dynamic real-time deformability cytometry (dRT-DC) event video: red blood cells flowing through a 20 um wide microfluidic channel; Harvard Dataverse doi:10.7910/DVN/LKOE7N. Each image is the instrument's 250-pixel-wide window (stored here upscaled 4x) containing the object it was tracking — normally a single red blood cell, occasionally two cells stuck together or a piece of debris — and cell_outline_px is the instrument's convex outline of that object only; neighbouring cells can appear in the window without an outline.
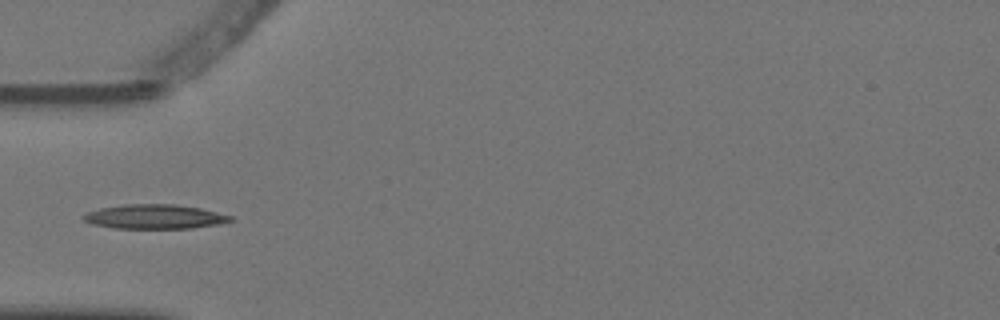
{"species": "Egyptian fruit bat (a non-hibernating species)", "species_latin": "Rousettus aegyptiacus", "temperature_condition": "warm", "stored_images_in_passage": 2, "camera_frame_rate_fps": 3000, "um_per_image_px": 0.085, "animal": {"sex": "female"}, "frame": {"image": 1, "passage_image": 1, "time_ms": 0.0, "image_size_px": [1000, 320], "cell_outline_px": [[236, 220], [216, 224], [192, 228], [112, 228], [92, 224], [84, 220], [80, 216], [88, 212], [100, 208], [124, 204], [176, 204], [200, 208], [232, 216]], "centroid_in_image_um": [13.13, 18.41], "position_along_channel_um": 71.9, "area_um2": 20.87}}